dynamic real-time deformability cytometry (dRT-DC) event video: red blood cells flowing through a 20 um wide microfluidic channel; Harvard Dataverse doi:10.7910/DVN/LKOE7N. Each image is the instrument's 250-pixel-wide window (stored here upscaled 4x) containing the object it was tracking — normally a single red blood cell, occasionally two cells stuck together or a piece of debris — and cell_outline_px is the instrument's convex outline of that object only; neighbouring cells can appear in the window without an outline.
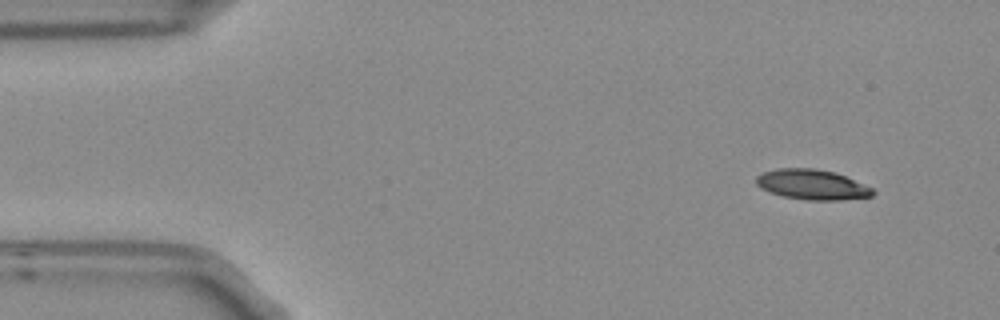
{"species": "Egyptian fruit bat (a non-hibernating species)", "species_latin": "Rousettus aegyptiacus", "temperature_condition": "room temperature", "stored_images_in_passage": 4, "camera_frame_rate_fps": 3000, "um_per_image_px": 0.085, "frame": {"image": 1, "passage_image": 1, "time_ms": 0.0, "image_size_px": [1000, 320], "cell_outline_px": [[876, 192], [872, 196], [840, 200], [804, 200], [780, 196], [760, 188], [756, 184], [756, 176], [764, 172], [780, 168], [816, 168], [832, 172], [844, 176], [872, 188]], "centroid_in_image_um": [68.99, 15.7], "position_along_channel_um": 16.0, "area_um2": 20.4}}
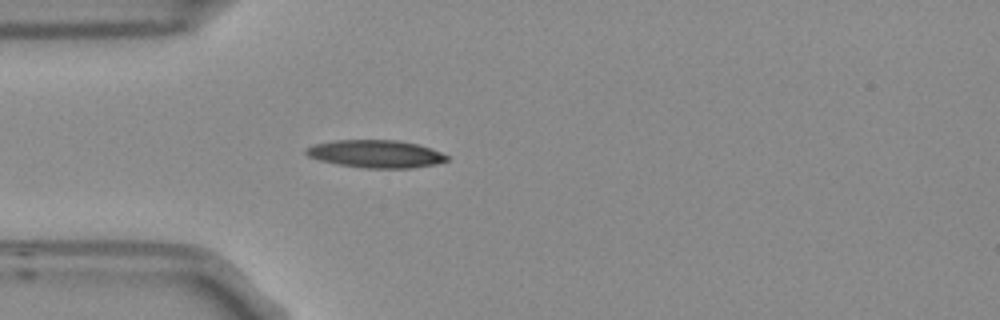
{"frame": {"image": 2, "passage_image": 4, "time_ms": 1.0, "image_size_px": [1000, 320], "cell_outline_px": [[448, 160], [436, 164], [412, 168], [364, 168], [340, 164], [320, 160], [308, 156], [304, 152], [304, 148], [312, 144], [336, 140], [396, 140], [416, 144], [432, 148], [448, 156]], "centroid_in_image_um": [31.92, 13.07], "position_along_channel_um": 53.1, "area_um2": 22.72}}